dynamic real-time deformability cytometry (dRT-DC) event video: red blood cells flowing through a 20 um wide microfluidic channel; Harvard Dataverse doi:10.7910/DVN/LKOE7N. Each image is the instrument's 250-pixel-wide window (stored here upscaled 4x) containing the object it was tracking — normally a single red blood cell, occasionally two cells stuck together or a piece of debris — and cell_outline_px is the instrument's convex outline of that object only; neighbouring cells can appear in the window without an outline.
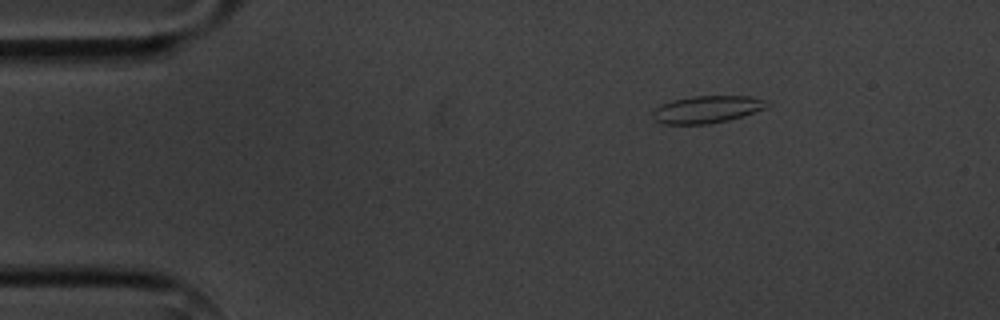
{"species": "common noctule bat (a hibernating species)", "species_latin": "Nyctalus noctula", "temperature_condition": "cold", "stored_images_in_passage": 4, "segment_of_instrument_passage": [1, 2], "camera_frame_rate_fps": 3000, "um_per_image_px": 0.085, "animal": {"sex": "male", "body_mass_g": 20.1, "forearm_length_mm": 53.5}, "frame": {"image": 1, "passage_image": 1, "time_ms": 0.0, "image_size_px": [1000, 320], "cell_outline_px": [[768, 104], [764, 108], [728, 120], [708, 124], [664, 124], [652, 120], [652, 112], [656, 108], [672, 100], [692, 96], [752, 96], [764, 100]], "centroid_in_image_um": [60.02, 9.3], "position_along_channel_um": 25.0, "area_um2": 17.92}}